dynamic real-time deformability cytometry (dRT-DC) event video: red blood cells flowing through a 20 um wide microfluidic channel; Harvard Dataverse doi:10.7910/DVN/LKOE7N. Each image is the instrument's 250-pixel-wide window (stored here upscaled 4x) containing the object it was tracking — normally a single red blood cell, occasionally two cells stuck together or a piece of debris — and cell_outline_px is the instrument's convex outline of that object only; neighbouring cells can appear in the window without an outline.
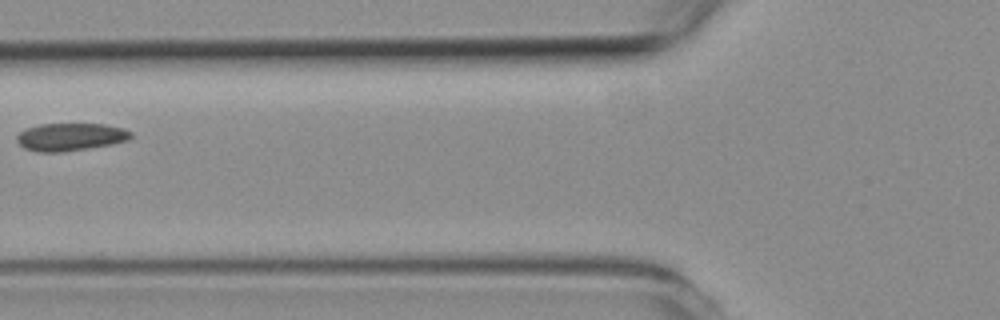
{"species": "common noctule bat (a hibernating species)", "species_latin": "Nyctalus noctula", "temperature_condition": "room temperature", "stored_images_in_passage": 4, "camera_frame_rate_fps": 3000, "um_per_image_px": 0.085, "animal": {"sex": "female", "body_mass_g": 19.3, "forearm_length_mm": 54.1}, "frame": {"image": 1, "passage_image": 4, "time_ms": 4.667, "image_size_px": [1000, 320], "cell_outline_px": [[132, 136], [128, 140], [112, 144], [60, 152], [40, 152], [24, 148], [16, 140], [16, 136], [20, 132], [28, 128], [40, 124], [104, 124], [124, 128], [132, 132]], "centroid_in_image_um": [6.0, 11.63], "position_along_channel_um": 119.8, "area_um2": 18.26}}